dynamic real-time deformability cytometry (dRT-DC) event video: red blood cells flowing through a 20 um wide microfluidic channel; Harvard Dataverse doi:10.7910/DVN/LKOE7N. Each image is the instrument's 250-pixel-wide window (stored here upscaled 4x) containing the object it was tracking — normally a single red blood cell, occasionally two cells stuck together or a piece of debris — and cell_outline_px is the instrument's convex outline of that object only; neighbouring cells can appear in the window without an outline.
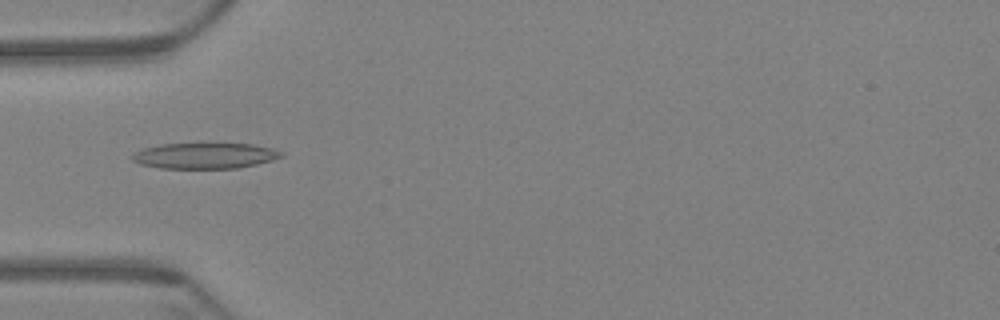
{"species": "Egyptian fruit bat (a non-hibernating species)", "species_latin": "Rousettus aegyptiacus", "temperature_condition": "warm", "stored_images_in_passage": 59, "camera_frame_rate_fps": 3000, "um_per_image_px": 0.085, "animal": {"sex": "female"}, "frame": {"image": 1, "passage_image": 19, "time_ms": 6.0, "image_size_px": [1000, 320], "cell_outline_px": [[284, 156], [272, 160], [256, 164], [236, 168], [160, 168], [140, 164], [132, 160], [132, 152], [144, 148], [160, 144], [252, 144], [272, 148], [284, 152]], "centroid_in_image_um": [17.4, 13.23], "position_along_channel_um": 67.6, "area_um2": 22.31}}
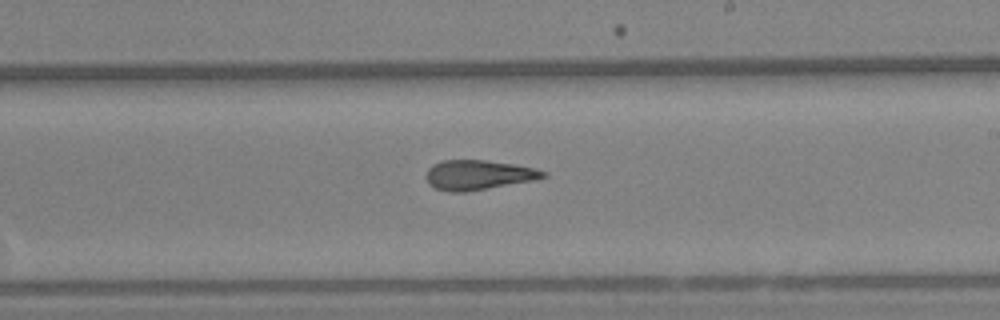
{"frame": {"image": 2, "passage_image": 35, "time_ms": 11.333, "image_size_px": [1000, 320], "cell_outline_px": [[548, 176], [532, 180], [468, 192], [448, 192], [436, 188], [428, 184], [428, 168], [432, 164], [444, 160], [484, 160], [512, 164], [536, 168], [548, 172]], "centroid_in_image_um": [40.67, 14.87], "position_along_channel_um": 248.3, "area_um2": 20.17}}
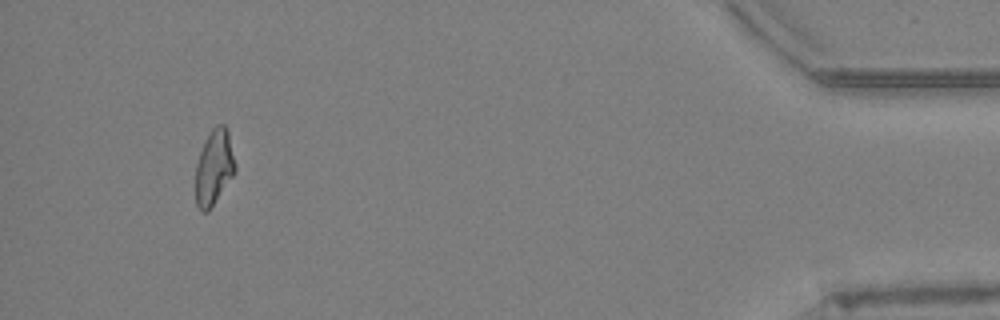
{"frame": {"image": 3, "passage_image": 59, "time_ms": 19.333, "image_size_px": [1000, 320], "cell_outline_px": [[236, 168], [232, 176], [208, 212], [200, 212], [196, 204], [196, 164], [204, 140], [212, 128], [216, 124], [224, 124], [228, 128], [236, 164]], "centroid_in_image_um": [18.19, 14.19], "position_along_channel_um": 417.0, "area_um2": 17.46}, "authors_computed_cell_mechanics": {"area_um2": 20.808, "velocity_mm_per_s": 3.4048, "shape_relaxation_time_tau1_ms": null, "shape_relaxation_time_tau2_ms": 2.9877, "deformation_change_tau1": null, "deformation_change_tau2": 0.1222}}